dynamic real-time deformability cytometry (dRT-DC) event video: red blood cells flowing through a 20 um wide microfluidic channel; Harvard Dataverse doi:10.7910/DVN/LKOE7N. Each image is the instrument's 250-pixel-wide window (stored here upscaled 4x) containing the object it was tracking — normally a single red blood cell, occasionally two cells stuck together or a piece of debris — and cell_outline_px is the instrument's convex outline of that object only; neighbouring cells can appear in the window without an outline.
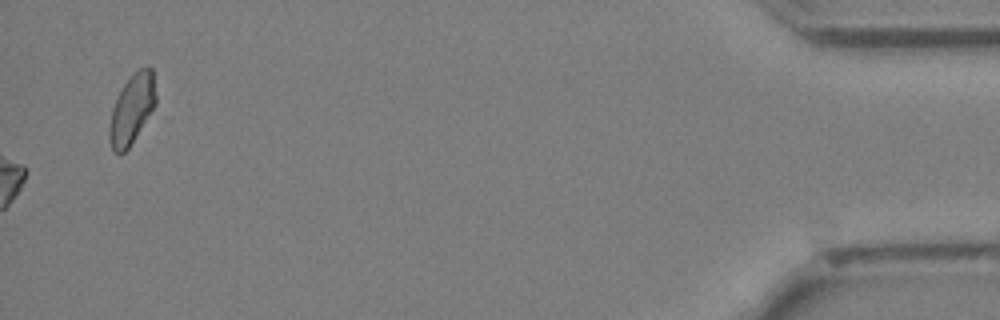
{"species": "Egyptian fruit bat (a non-hibernating species)", "species_latin": "Rousettus aegyptiacus", "temperature_condition": "cold", "stored_images_in_passage": 43, "camera_frame_rate_fps": 3000, "um_per_image_px": 0.085, "animal": {"sex": "female"}, "frame": {"image": 1, "passage_image": 43, "time_ms": 14.0, "image_size_px": [1000, 320], "cell_outline_px": [[156, 104], [128, 148], [120, 156], [112, 152], [108, 136], [108, 128], [112, 108], [124, 84], [140, 68], [152, 68], [156, 96]], "centroid_in_image_um": [11.18, 9.34], "position_along_channel_um": 424.0, "area_um2": 18.55}}